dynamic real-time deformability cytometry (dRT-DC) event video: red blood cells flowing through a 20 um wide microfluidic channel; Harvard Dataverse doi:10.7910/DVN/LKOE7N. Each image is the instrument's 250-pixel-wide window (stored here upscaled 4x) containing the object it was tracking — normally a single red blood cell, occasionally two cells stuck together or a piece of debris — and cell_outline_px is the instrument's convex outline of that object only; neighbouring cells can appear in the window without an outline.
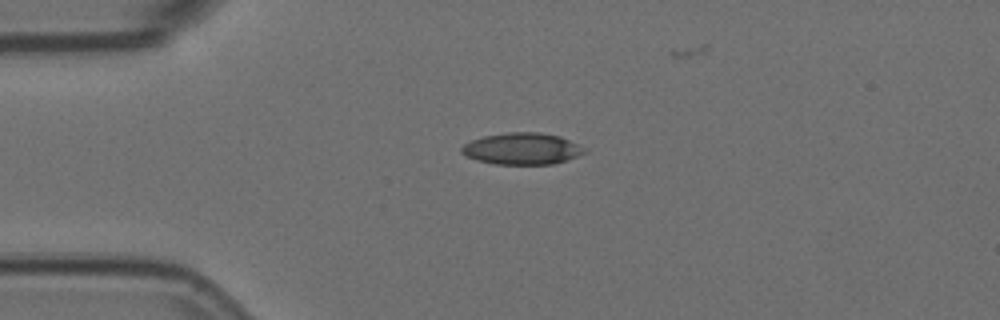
{"species": "Egyptian fruit bat (a non-hibernating species)", "species_latin": "Rousettus aegyptiacus", "temperature_condition": "room temperature", "stored_images_in_passage": 5, "camera_frame_rate_fps": 3000, "um_per_image_px": 0.085, "animal": {"sex": "female"}, "frame": {"image": 1, "passage_image": 3, "time_ms": 0.667, "image_size_px": [1000, 320], "cell_outline_px": [[588, 152], [552, 164], [496, 164], [476, 160], [464, 156], [460, 152], [460, 148], [464, 144], [472, 140], [484, 136], [508, 132], [540, 132], [560, 136], [576, 144]], "centroid_in_image_um": [44.31, 12.64], "position_along_channel_um": 40.7, "area_um2": 22.48}}